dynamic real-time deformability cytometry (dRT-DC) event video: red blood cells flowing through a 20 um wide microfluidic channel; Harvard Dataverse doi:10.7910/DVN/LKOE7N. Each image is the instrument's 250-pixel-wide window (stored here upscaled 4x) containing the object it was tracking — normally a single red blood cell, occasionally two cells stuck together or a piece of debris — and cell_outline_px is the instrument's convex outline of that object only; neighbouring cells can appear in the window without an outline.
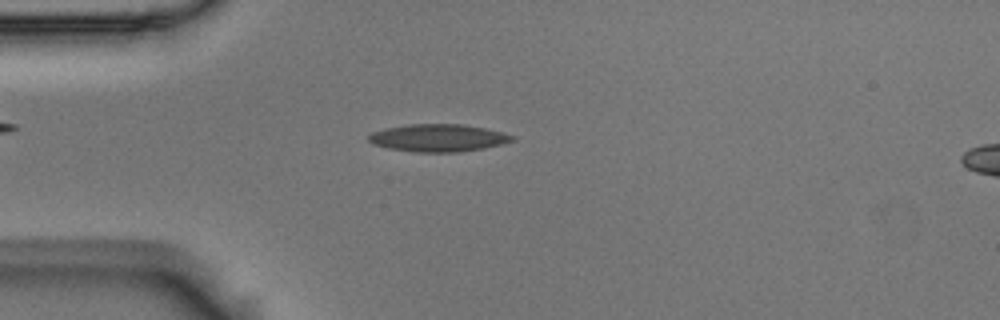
{"species": "Egyptian fruit bat (a non-hibernating species)", "species_latin": "Rousettus aegyptiacus", "temperature_condition": "room temperature", "stored_images_in_passage": 35, "camera_frame_rate_fps": 3000, "um_per_image_px": 0.085, "animal": {"sex": "male"}, "frame": {"image": 1, "passage_image": 2, "time_ms": 0.333, "image_size_px": [1000, 320], "cell_outline_px": [[516, 140], [484, 148], [460, 152], [416, 152], [388, 148], [372, 144], [368, 140], [368, 136], [372, 132], [388, 128], [412, 124], [464, 124], [484, 128], [500, 132], [512, 136]], "centroid_in_image_um": [37.23, 11.73], "position_along_channel_um": 47.8, "area_um2": 22.77}}
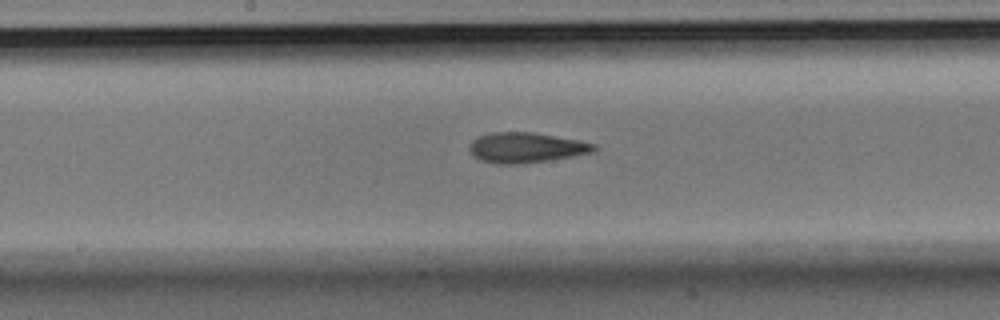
{"frame": {"image": 2, "passage_image": 16, "time_ms": 5.0, "image_size_px": [1000, 320], "cell_outline_px": [[596, 148], [592, 152], [572, 156], [548, 160], [516, 164], [496, 164], [480, 160], [472, 152], [472, 140], [488, 132], [532, 132], [576, 140], [596, 144]], "centroid_in_image_um": [44.71, 12.54], "position_along_channel_um": 203.5, "area_um2": 21.44}}
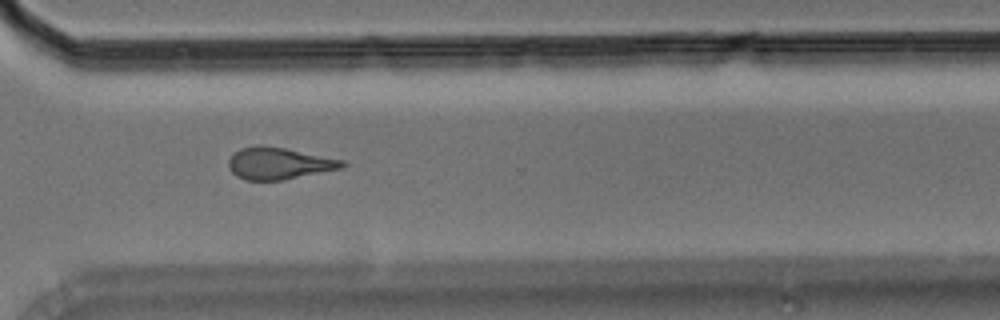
{"frame": {"image": 3, "passage_image": 28, "time_ms": 9.0, "image_size_px": [1000, 320], "cell_outline_px": [[348, 164], [344, 168], [280, 180], [244, 180], [236, 176], [228, 168], [228, 160], [240, 148], [260, 144], [284, 148], [344, 160]], "centroid_in_image_um": [23.7, 13.88], "position_along_channel_um": 346.9, "area_um2": 21.1}, "authors_computed_cell_mechanics": {"area_um2": 21.2126, "velocity_mm_per_s": 3.5972, "shape_relaxation_time_tau1_ms": 5.3416, "shape_relaxation_time_tau2_ms": 2.6894, "deformation_change_tau1": 0.1707, "deformation_change_tau2": 0.1318}}